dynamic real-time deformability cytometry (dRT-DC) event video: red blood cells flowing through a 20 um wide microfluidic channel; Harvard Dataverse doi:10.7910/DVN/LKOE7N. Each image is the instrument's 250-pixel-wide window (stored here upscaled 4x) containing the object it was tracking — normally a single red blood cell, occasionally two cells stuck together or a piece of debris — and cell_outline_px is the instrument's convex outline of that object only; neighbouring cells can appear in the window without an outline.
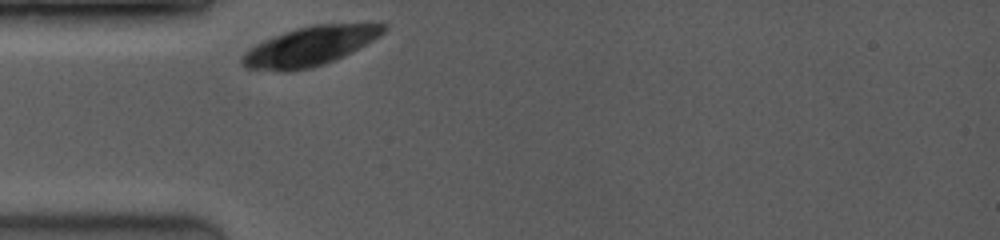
{"species": "common noctule bat (a hibernating species)", "species_latin": "Nyctalus noctula", "temperature_condition": "room temperature", "stored_images_in_passage": 10, "camera_frame_rate_fps": 3500, "um_per_image_px": 0.085, "animal": {"sex": "female", "body_mass_g": 19.0, "forearm_length_mm": 53.3}, "frame": {"image": 1, "passage_image": 1, "time_ms": 0.0, "image_size_px": [1000, 240], "cell_outline_px": [[388, 28], [380, 36], [344, 56], [324, 64], [312, 68], [288, 72], [244, 68], [240, 64], [240, 56], [248, 48], [264, 40], [284, 32], [296, 28], [312, 24], [388, 24]], "centroid_in_image_um": [26.29, 3.94], "position_along_channel_um": 58.7, "area_um2": 32.43}}
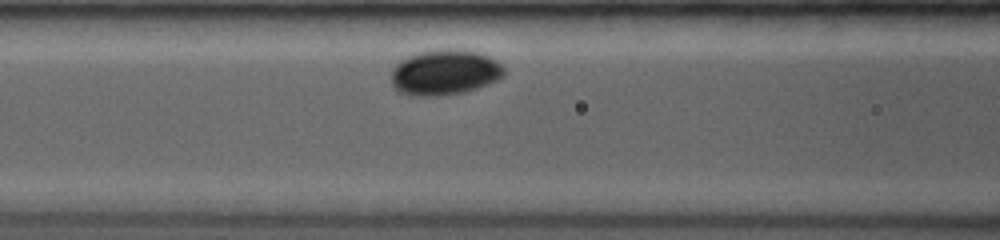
{"frame": {"image": 2, "passage_image": 6, "time_ms": 2.0, "image_size_px": [1000, 240], "cell_outline_px": [[504, 76], [488, 84], [464, 92], [436, 96], [416, 96], [400, 92], [392, 84], [392, 68], [400, 60], [408, 56], [420, 52], [448, 48], [456, 48], [476, 52], [488, 56], [496, 60], [504, 68]], "centroid_in_image_um": [37.8, 6.14], "position_along_channel_um": 128.8, "area_um2": 29.77}}
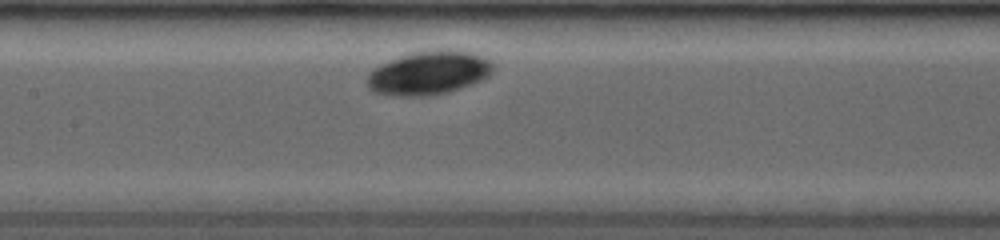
{"frame": {"image": 3, "passage_image": 9, "time_ms": 3.143, "image_size_px": [1000, 240], "cell_outline_px": [[492, 72], [488, 76], [472, 84], [460, 88], [444, 92], [420, 96], [404, 96], [372, 92], [368, 88], [368, 72], [380, 64], [400, 56], [428, 48], [448, 48], [472, 52], [492, 60]], "centroid_in_image_um": [36.45, 6.15], "position_along_channel_um": 170.9, "area_um2": 32.19}}